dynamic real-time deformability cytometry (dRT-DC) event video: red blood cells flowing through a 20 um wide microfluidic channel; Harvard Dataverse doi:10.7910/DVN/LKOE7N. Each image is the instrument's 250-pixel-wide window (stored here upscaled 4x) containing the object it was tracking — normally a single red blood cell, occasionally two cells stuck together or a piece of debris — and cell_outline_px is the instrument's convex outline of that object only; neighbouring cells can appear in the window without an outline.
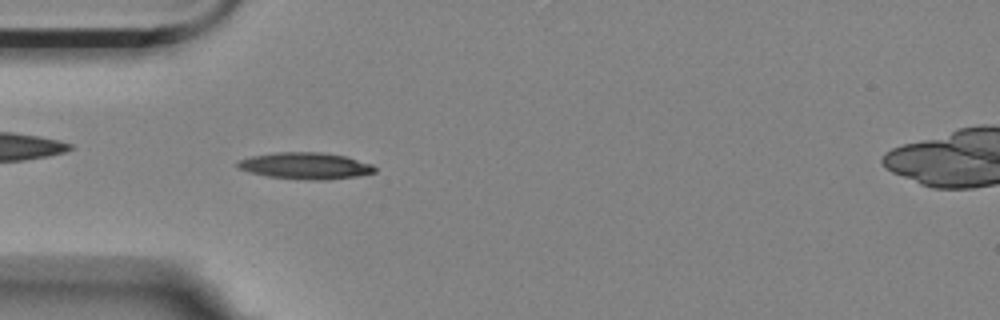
{"species": "Egyptian fruit bat (a non-hibernating species)", "species_latin": "Rousettus aegyptiacus", "temperature_condition": "room temperature", "stored_images_in_passage": 44, "camera_frame_rate_fps": 3000, "um_per_image_px": 0.085, "animal": {"sex": "female"}, "frame": {"image": 1, "passage_image": 4, "time_ms": 1.0, "image_size_px": [1000, 320], "cell_outline_px": [[376, 172], [356, 176], [328, 180], [312, 180], [268, 176], [236, 168], [236, 160], [252, 156], [276, 152], [320, 152], [344, 156], [372, 164], [376, 168]], "centroid_in_image_um": [25.95, 14.09], "position_along_channel_um": 59.1, "area_um2": 21.15}}
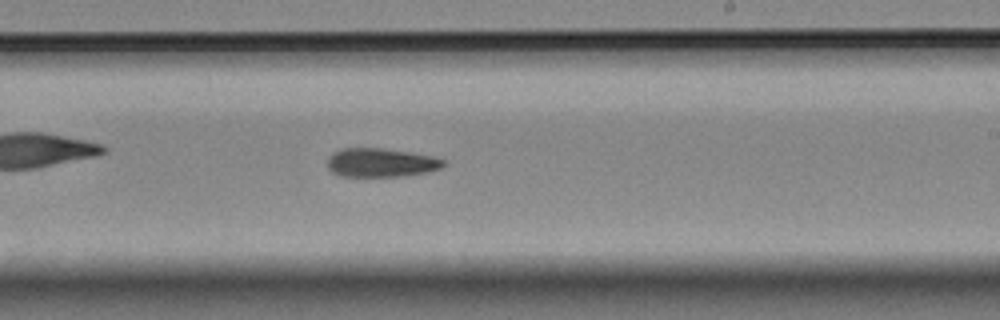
{"frame": {"image": 2, "passage_image": 21, "time_ms": 6.667, "image_size_px": [1000, 320], "cell_outline_px": [[448, 164], [440, 168], [424, 172], [404, 176], [340, 176], [332, 172], [328, 168], [328, 156], [344, 148], [380, 148], [408, 152], [432, 156], [444, 160]], "centroid_in_image_um": [32.38, 13.83], "position_along_channel_um": 256.6, "area_um2": 19.25}}
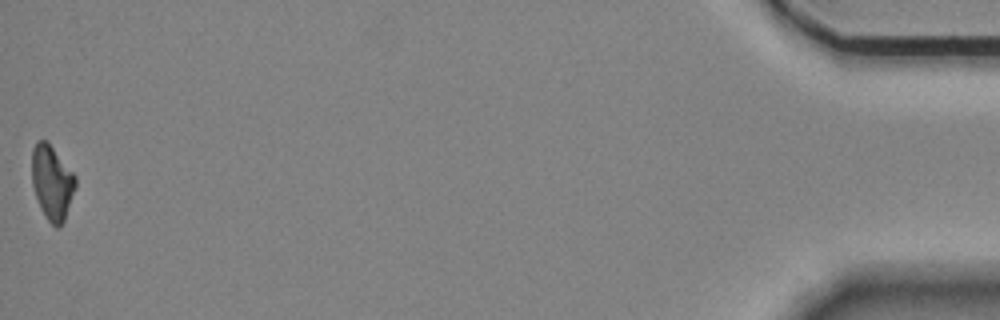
{"frame": {"image": 3, "passage_image": 44, "time_ms": 14.333, "image_size_px": [1000, 320], "cell_outline_px": [[76, 188], [64, 220], [60, 228], [56, 228], [48, 220], [40, 208], [32, 184], [32, 148], [36, 140], [48, 140], [76, 176]], "centroid_in_image_um": [4.42, 15.48], "position_along_channel_um": 430.8, "area_um2": 19.13}}